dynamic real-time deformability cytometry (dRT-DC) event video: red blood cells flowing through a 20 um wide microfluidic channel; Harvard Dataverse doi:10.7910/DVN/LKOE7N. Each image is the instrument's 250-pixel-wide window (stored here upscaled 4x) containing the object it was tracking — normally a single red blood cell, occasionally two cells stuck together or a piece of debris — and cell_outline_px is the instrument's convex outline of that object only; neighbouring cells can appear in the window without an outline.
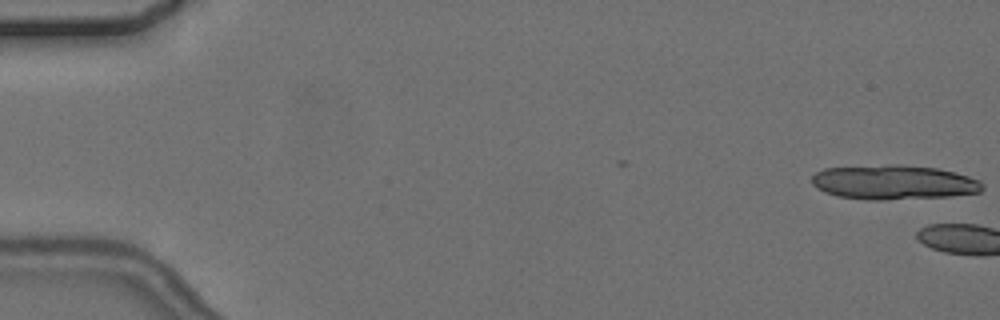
{"species": "common noctule bat (a hibernating species)", "species_latin": "Nyctalus noctula", "temperature_condition": "cold", "stored_images_in_passage": 3, "camera_frame_rate_fps": 3000, "um_per_image_px": 0.085, "animal": {"sex": "female", "body_mass_g": 24.6, "forearm_length_mm": 56.2}, "frame": {"image": 1, "passage_image": 1, "time_ms": 0.0, "image_size_px": [1000, 320], "cell_outline_px": [[984, 188], [980, 192], [952, 196], [884, 200], [868, 200], [836, 196], [824, 192], [816, 188], [812, 184], [812, 176], [816, 172], [824, 168], [888, 164], [896, 164], [936, 168], [968, 176], [980, 180], [984, 184]], "centroid_in_image_um": [75.95, 15.5], "position_along_channel_um": 9.1, "area_um2": 34.56}}